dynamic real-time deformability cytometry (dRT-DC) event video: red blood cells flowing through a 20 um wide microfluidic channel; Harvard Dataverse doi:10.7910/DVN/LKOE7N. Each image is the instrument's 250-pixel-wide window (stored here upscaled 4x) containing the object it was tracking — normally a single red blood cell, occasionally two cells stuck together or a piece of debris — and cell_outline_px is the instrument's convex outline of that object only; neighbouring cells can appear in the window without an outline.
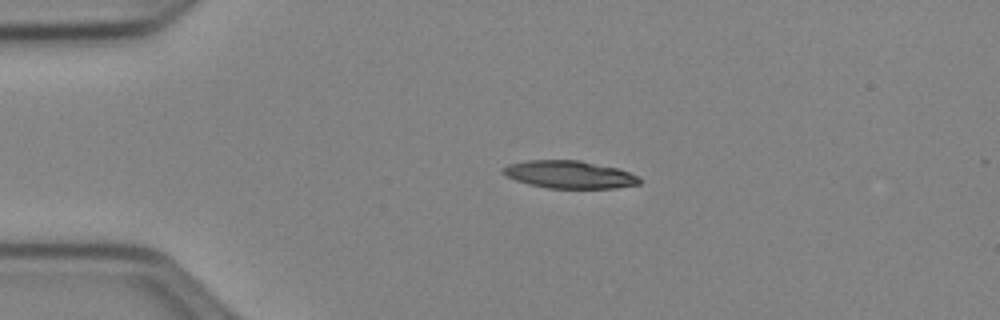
{"species": "Egyptian fruit bat (a non-hibernating species)", "species_latin": "Rousettus aegyptiacus", "temperature_condition": "cold", "stored_images_in_passage": 41, "camera_frame_rate_fps": 3000, "um_per_image_px": 0.085, "animal": {"sex": "female"}, "frame": {"image": 1, "passage_image": 1, "time_ms": 0.0, "image_size_px": [1000, 320], "cell_outline_px": [[640, 184], [616, 188], [548, 188], [528, 184], [504, 176], [500, 172], [500, 168], [508, 164], [528, 160], [580, 160], [616, 168], [628, 172], [636, 176], [640, 180]], "centroid_in_image_um": [48.32, 14.83], "position_along_channel_um": 36.7, "area_um2": 22.02}}
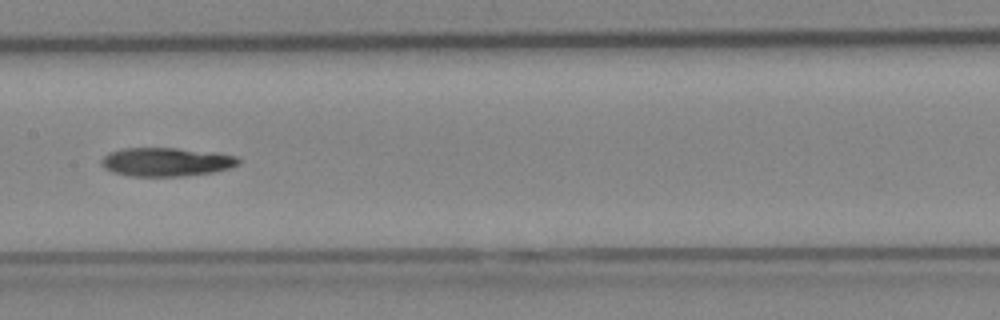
{"frame": {"image": 2, "passage_image": 16, "time_ms": 5.0, "image_size_px": [1000, 320], "cell_outline_px": [[240, 164], [232, 168], [212, 172], [184, 176], [132, 176], [112, 172], [104, 168], [100, 164], [100, 160], [108, 152], [120, 148], [176, 148], [216, 152], [236, 156], [240, 160]], "centroid_in_image_um": [14.13, 13.76], "position_along_channel_um": 193.3, "area_um2": 23.18}}
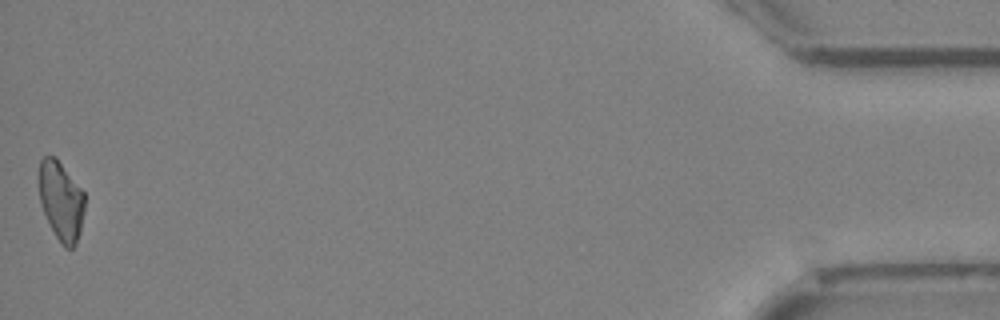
{"frame": {"image": 3, "passage_image": 41, "time_ms": 13.333, "image_size_px": [1000, 320], "cell_outline_px": [[84, 212], [80, 232], [76, 244], [72, 248], [64, 248], [60, 244], [40, 204], [36, 176], [40, 160], [44, 156], [56, 156], [84, 192]], "centroid_in_image_um": [5.15, 17.02], "position_along_channel_um": 430.0, "area_um2": 21.56}}